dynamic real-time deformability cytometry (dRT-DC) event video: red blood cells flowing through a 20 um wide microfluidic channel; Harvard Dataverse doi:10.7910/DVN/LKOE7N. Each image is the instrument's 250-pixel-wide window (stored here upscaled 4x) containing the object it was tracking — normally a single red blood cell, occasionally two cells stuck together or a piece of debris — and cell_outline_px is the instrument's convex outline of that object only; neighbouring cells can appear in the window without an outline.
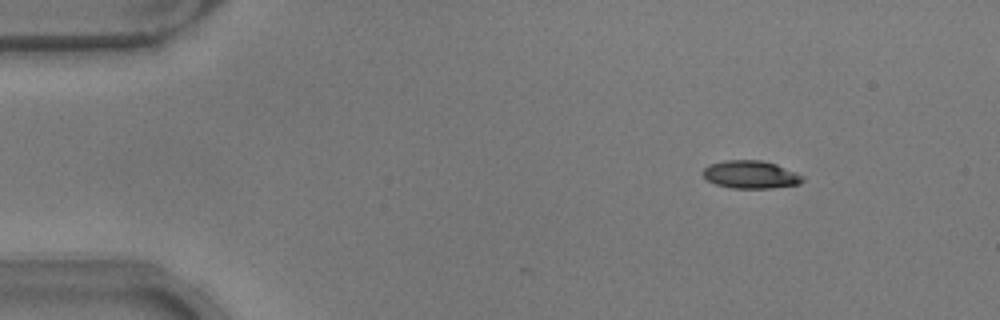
{"species": "common noctule bat (a hibernating species)", "species_latin": "Nyctalus noctula", "temperature_condition": "warm", "stored_images_in_passage": 39, "camera_frame_rate_fps": 3000, "um_per_image_px": 0.085, "animal": {"sex": "male", "body_mass_g": 17.9}, "frame": {"image": 1, "passage_image": 1, "time_ms": 0.0, "image_size_px": [1000, 320], "cell_outline_px": [[804, 180], [800, 184], [772, 188], [732, 188], [716, 184], [704, 180], [700, 172], [708, 164], [724, 160], [764, 160], [776, 164], [796, 172], [804, 176]], "centroid_in_image_um": [63.77, 14.83], "position_along_channel_um": 21.2, "area_um2": 16.53}}
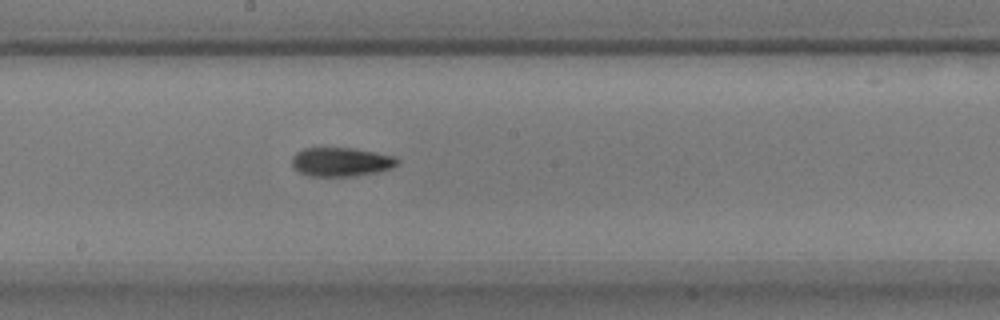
{"frame": {"image": 2, "passage_image": 23, "time_ms": 7.333, "image_size_px": [1000, 320], "cell_outline_px": [[400, 164], [392, 168], [376, 172], [352, 176], [308, 176], [300, 172], [292, 164], [292, 156], [296, 152], [304, 148], [352, 148], [376, 152], [396, 156], [400, 160]], "centroid_in_image_um": [29.03, 13.75], "position_along_channel_um": 219.2, "area_um2": 17.86}}
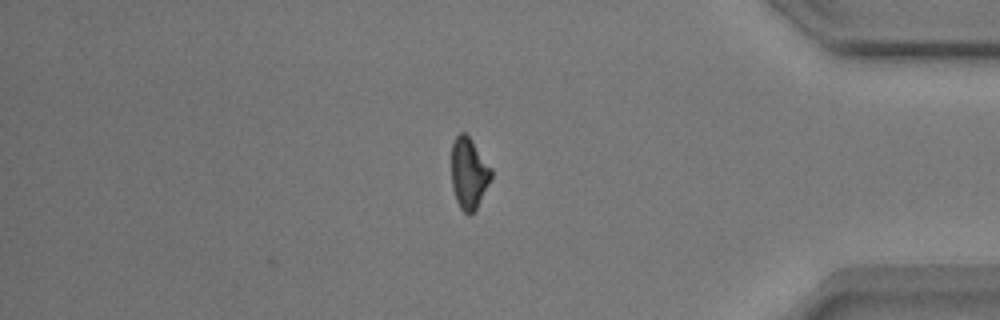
{"frame": {"image": 3, "passage_image": 39, "time_ms": 12.667, "image_size_px": [1000, 320], "cell_outline_px": [[492, 176], [476, 208], [468, 216], [460, 208], [456, 200], [452, 188], [452, 144], [456, 136], [460, 132], [464, 132], [472, 140], [492, 168]], "centroid_in_image_um": [39.85, 14.71], "position_along_channel_um": 395.4, "area_um2": 16.36}, "authors_computed_cell_mechanics": {"area_um2": 16.9932, "velocity_mm_per_s": 3.8327, "shape_relaxation_time_tau1_ms": 8.3024, "shape_relaxation_time_tau2_ms": 5.1399, "deformation_change_tau1": 0.2209, "deformation_change_tau2": 0.1286}}